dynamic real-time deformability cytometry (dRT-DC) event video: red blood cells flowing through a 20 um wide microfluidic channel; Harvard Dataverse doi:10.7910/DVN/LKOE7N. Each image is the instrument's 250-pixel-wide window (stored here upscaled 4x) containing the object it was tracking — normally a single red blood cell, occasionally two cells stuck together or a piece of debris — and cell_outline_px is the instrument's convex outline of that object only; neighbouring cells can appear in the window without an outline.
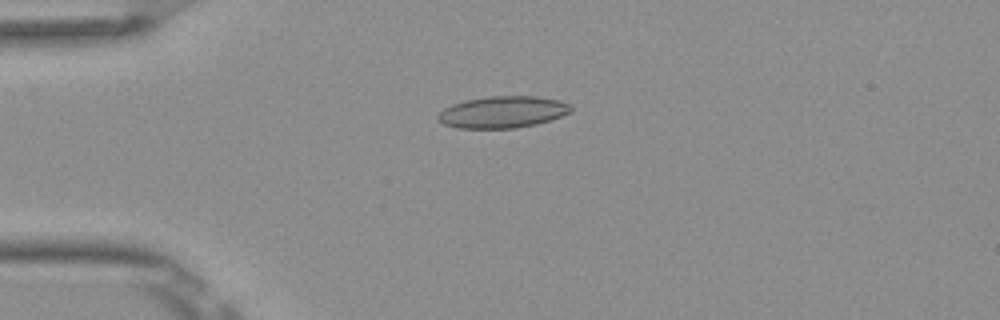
{"species": "Egyptian fruit bat (a non-hibernating species)", "species_latin": "Rousettus aegyptiacus", "temperature_condition": "room temperature", "stored_images_in_passage": 53, "camera_frame_rate_fps": 3000, "um_per_image_px": 0.085, "frame": {"image": 1, "passage_image": 14, "time_ms": 4.333, "image_size_px": [1000, 320], "cell_outline_px": [[564, 112], [556, 116], [544, 120], [528, 124], [500, 128], [472, 128], [452, 124], [460, 104], [476, 100], [548, 100], [560, 104]], "centroid_in_image_um": [42.91, 9.61], "position_along_channel_um": 42.1, "area_um2": 18.15}}
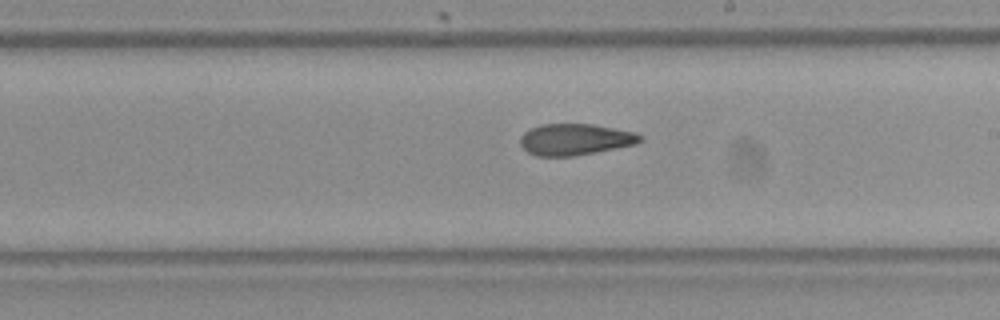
{"frame": {"image": 2, "passage_image": 31, "time_ms": 10.0, "image_size_px": [1000, 320], "cell_outline_px": [[636, 140], [628, 144], [584, 152], [532, 152], [524, 144], [524, 136], [540, 128], [560, 124], [576, 124], [624, 132], [636, 136]], "centroid_in_image_um": [48.87, 11.8], "position_along_channel_um": 240.1, "area_um2": 17.11}}
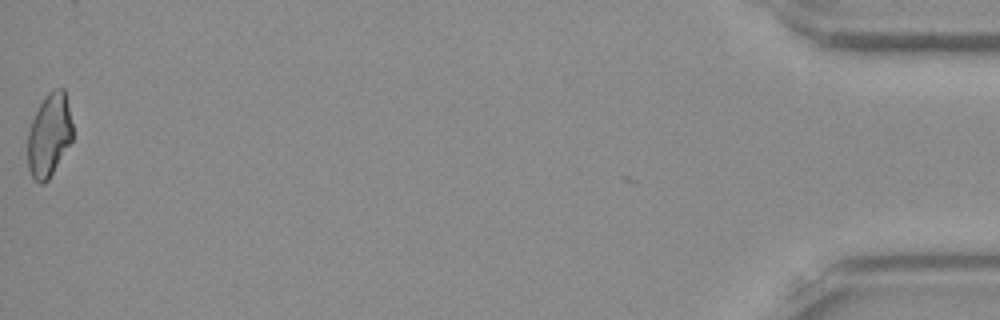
{"frame": {"image": 3, "passage_image": 53, "time_ms": 17.333, "image_size_px": [1000, 320], "cell_outline_px": [[72, 140], [48, 176], [44, 180], [32, 172], [32, 160], [56, 104], [64, 92], [72, 124]], "centroid_in_image_um": [4.55, 11.92], "position_along_channel_um": 430.7, "area_um2": 13.01}, "authors_computed_cell_mechanics": {"area_um2": 17.918, "velocity_mm_per_s": 3.9248, "shape_relaxation_time_tau1_ms": null, "shape_relaxation_time_tau2_ms": 4.9671, "deformation_change_tau1": null, "deformation_change_tau2": 0.1198}}